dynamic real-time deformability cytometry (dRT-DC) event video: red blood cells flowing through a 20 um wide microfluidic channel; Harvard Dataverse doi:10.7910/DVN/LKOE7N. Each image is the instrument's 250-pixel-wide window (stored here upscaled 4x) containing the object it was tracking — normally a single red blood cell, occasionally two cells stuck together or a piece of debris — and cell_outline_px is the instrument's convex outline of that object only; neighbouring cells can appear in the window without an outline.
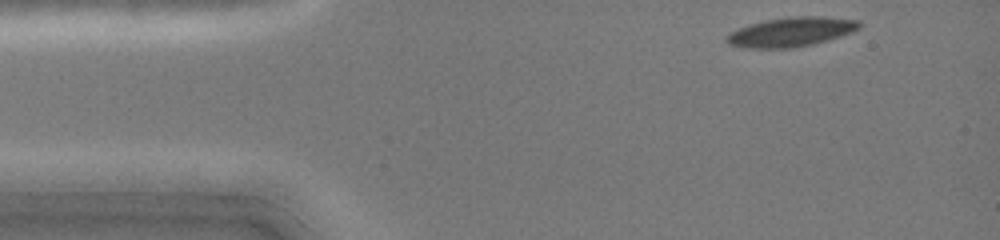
{"species": "common noctule bat (a hibernating species)", "species_latin": "Nyctalus noctula", "temperature_condition": "cold", "stored_images_in_passage": 38, "camera_frame_rate_fps": 3000, "um_per_image_px": 0.085, "animal": {"sex": "female", "body_mass_g": 19.0, "forearm_length_mm": 51.5}, "frame": {"image": 1, "passage_image": 1, "time_ms": 0.0, "image_size_px": [1000, 240], "cell_outline_px": [[860, 28], [852, 32], [828, 40], [812, 44], [792, 48], [748, 48], [728, 44], [724, 40], [724, 36], [740, 28], [764, 20], [792, 16], [824, 16], [860, 20]], "centroid_in_image_um": [67.26, 2.71], "position_along_channel_um": 17.7, "area_um2": 22.72}}
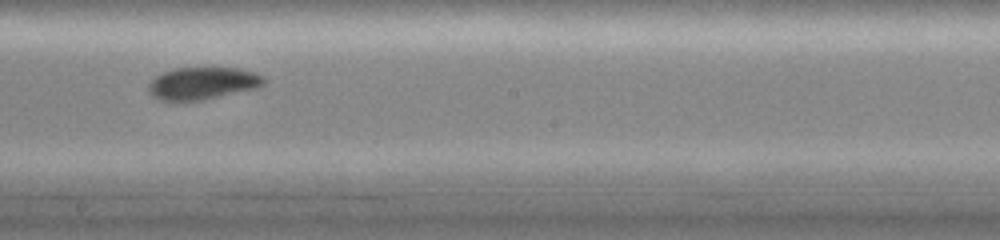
{"frame": {"image": 2, "passage_image": 22, "time_ms": 7.0, "image_size_px": [1000, 240], "cell_outline_px": [[264, 84], [256, 88], [200, 100], [160, 100], [152, 96], [148, 92], [148, 84], [156, 76], [172, 68], [236, 68], [256, 72], [264, 76]], "centroid_in_image_um": [17.2, 7.07], "position_along_channel_um": 231.0, "area_um2": 21.5}}
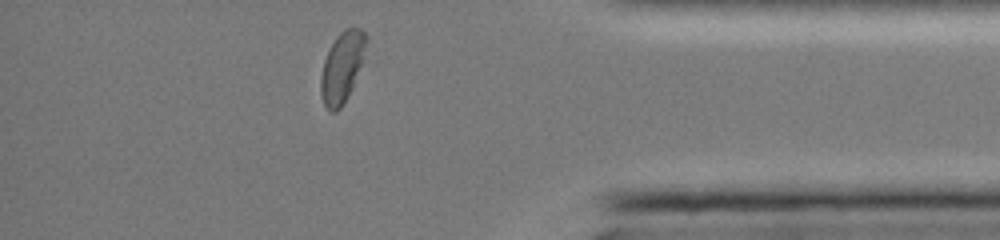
{"frame": {"image": 3, "passage_image": 36, "time_ms": 11.667, "image_size_px": [1000, 240], "cell_outline_px": [[368, 40], [364, 64], [348, 96], [340, 108], [336, 112], [328, 112], [324, 104], [320, 92], [320, 76], [324, 60], [336, 36], [344, 28], [360, 28], [368, 36]], "centroid_in_image_um": [29.11, 5.7], "position_along_channel_um": 406.1, "area_um2": 19.19}, "authors_computed_cell_mechanics": {"area_um2": 22.5709, "velocity_mm_per_s": 4.0793, "shape_relaxation_time_tau1_ms": 2.571, "shape_relaxation_time_tau2_ms": 5.3601, "deformation_change_tau1": 0.1203, "deformation_change_tau2": 0.0831}}